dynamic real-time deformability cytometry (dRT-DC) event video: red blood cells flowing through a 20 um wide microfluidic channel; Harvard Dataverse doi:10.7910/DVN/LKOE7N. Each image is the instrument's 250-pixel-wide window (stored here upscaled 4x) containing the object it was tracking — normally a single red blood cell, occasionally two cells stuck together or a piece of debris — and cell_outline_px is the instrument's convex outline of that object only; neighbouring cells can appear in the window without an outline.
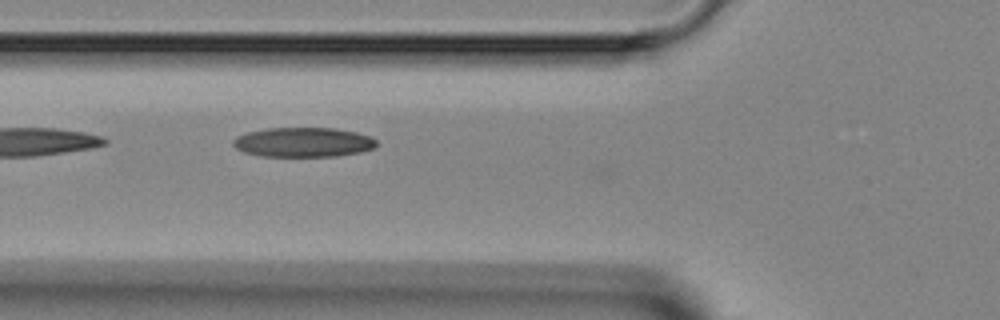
{"species": "Egyptian fruit bat (a non-hibernating species)", "species_latin": "Rousettus aegyptiacus", "temperature_condition": "room temperature", "stored_images_in_passage": 6, "camera_frame_rate_fps": 3000, "um_per_image_px": 0.085, "animal": {"sex": "female"}, "frame": {"image": 1, "passage_image": 6, "time_ms": 6.667, "image_size_px": [1000, 320], "cell_outline_px": [[376, 148], [360, 152], [336, 156], [260, 156], [244, 152], [236, 148], [232, 144], [232, 140], [236, 136], [248, 132], [268, 128], [336, 128], [356, 132], [372, 136], [376, 140]], "centroid_in_image_um": [25.79, 12.09], "position_along_channel_um": 100.0, "area_um2": 24.85}}